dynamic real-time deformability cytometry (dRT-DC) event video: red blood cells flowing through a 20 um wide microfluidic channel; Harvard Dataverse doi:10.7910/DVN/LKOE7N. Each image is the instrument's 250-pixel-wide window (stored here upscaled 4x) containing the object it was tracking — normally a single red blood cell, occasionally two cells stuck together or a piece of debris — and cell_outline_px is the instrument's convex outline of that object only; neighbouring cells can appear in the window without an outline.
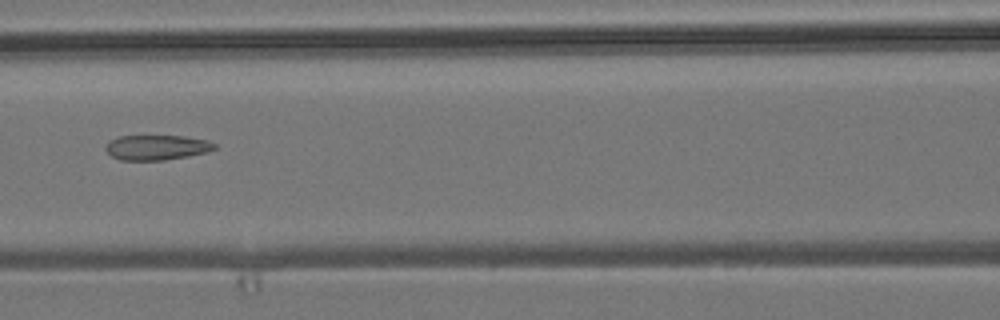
{"species": "common noctule bat (a hibernating species)", "species_latin": "Nyctalus noctula", "temperature_condition": "room temperature", "stored_images_in_passage": 4, "camera_frame_rate_fps": 3000, "um_per_image_px": 0.085, "animal": {"sex": "male", "body_mass_g": 19.2, "forearm_length_mm": 51.8}, "frame": {"image": 1, "passage_image": 4, "time_ms": 1.0, "image_size_px": [1000, 320], "cell_outline_px": [[216, 148], [208, 152], [188, 156], [164, 160], [120, 160], [112, 156], [104, 148], [108, 140], [120, 136], [184, 136], [208, 140], [216, 144]], "centroid_in_image_um": [13.32, 12.53], "position_along_channel_um": 153.3, "area_um2": 15.95}}